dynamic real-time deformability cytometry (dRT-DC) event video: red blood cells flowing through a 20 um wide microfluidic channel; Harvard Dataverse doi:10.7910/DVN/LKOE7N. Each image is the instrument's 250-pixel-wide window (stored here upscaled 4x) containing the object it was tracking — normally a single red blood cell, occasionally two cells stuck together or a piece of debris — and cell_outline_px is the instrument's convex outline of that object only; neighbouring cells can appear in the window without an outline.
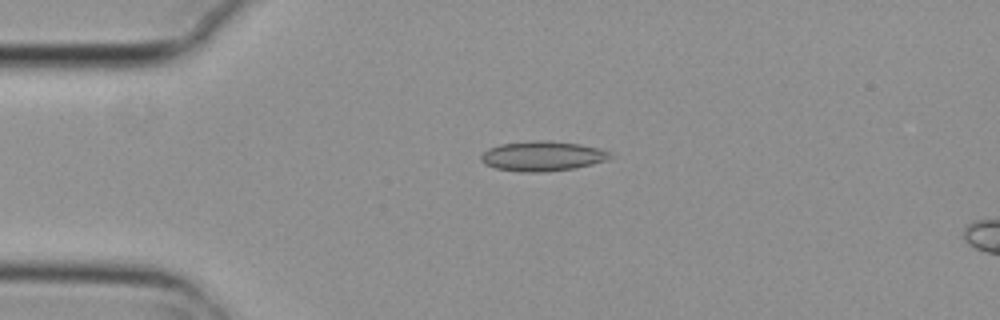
{"species": "common noctule bat (a hibernating species)", "species_latin": "Nyctalus noctula", "temperature_condition": "cold", "stored_images_in_passage": 5, "camera_frame_rate_fps": 3000, "um_per_image_px": 0.085, "animal": {"sex": "female", "body_mass_g": 29.2, "forearm_length_mm": 56.3}, "frame": {"image": 1, "passage_image": 3, "time_ms": 0.667, "image_size_px": [1000, 320], "cell_outline_px": [[612, 156], [608, 160], [576, 168], [544, 172], [520, 172], [496, 168], [484, 164], [480, 160], [480, 156], [488, 148], [500, 144], [536, 140], [548, 140], [580, 144], [600, 148], [612, 152]], "centroid_in_image_um": [46.12, 13.27], "position_along_channel_um": 38.9, "area_um2": 22.72}}
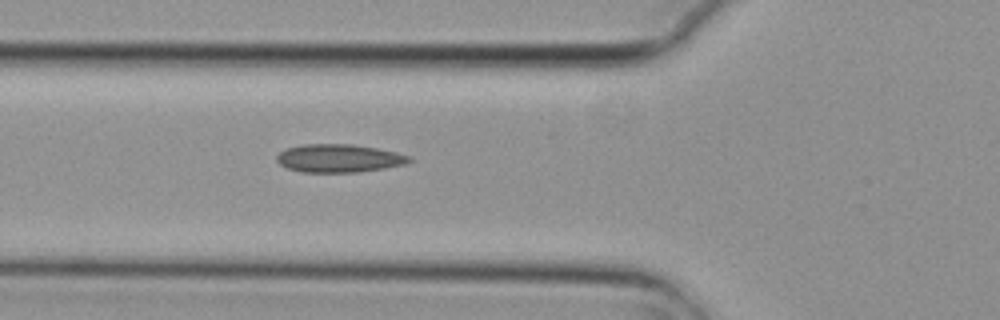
{"frame": {"image": 2, "passage_image": 5, "time_ms": 1.333, "image_size_px": [1000, 320], "cell_outline_px": [[412, 160], [404, 164], [384, 168], [360, 172], [300, 172], [288, 168], [280, 164], [276, 160], [276, 156], [280, 152], [288, 148], [304, 144], [352, 144], [376, 148], [396, 152], [412, 156]], "centroid_in_image_um": [28.82, 13.45], "position_along_channel_um": 97.0, "area_um2": 21.68}}